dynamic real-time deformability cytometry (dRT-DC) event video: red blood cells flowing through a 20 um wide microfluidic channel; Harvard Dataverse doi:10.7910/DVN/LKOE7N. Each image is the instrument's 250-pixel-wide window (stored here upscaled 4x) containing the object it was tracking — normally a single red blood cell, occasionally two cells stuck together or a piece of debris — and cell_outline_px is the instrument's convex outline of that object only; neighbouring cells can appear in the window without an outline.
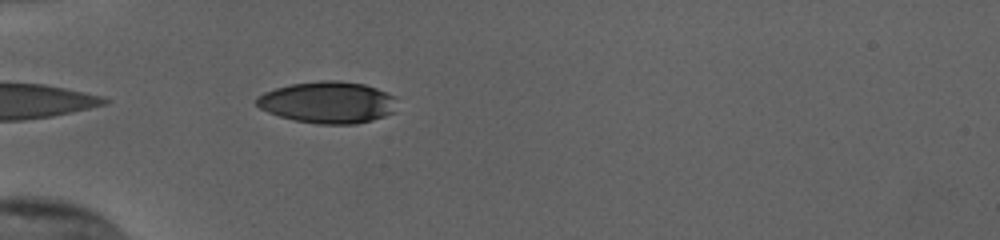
{"species": "human", "species_latin": "Homo sapiens", "temperature_condition": "cold", "stored_images_in_passage": 16, "camera_frame_rate_fps": 3000, "um_per_image_px": 0.085, "donor": {"sex": "female"}, "frame": {"image": 1, "passage_image": 2, "time_ms": 0.333, "image_size_px": [1000, 240], "cell_outline_px": [[396, 112], [372, 120], [356, 124], [316, 124], [296, 120], [280, 116], [268, 112], [260, 108], [256, 104], [256, 96], [264, 92], [276, 88], [292, 84], [320, 80], [336, 80], [364, 84], [376, 88], [396, 96]], "centroid_in_image_um": [27.89, 8.7], "position_along_channel_um": 57.1, "area_um2": 34.28}}
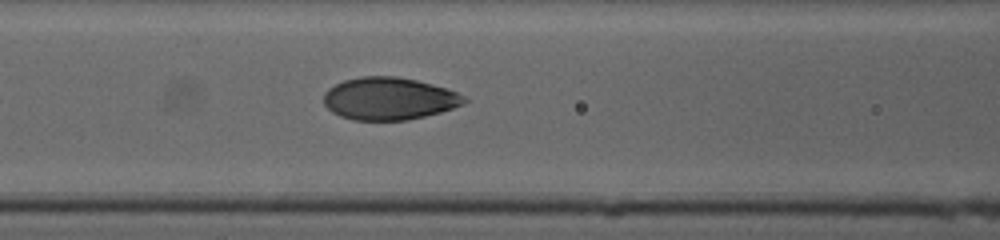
{"frame": {"image": 2, "passage_image": 9, "time_ms": 2.667, "image_size_px": [1000, 240], "cell_outline_px": [[468, 100], [464, 104], [440, 112], [408, 120], [352, 120], [340, 116], [332, 112], [324, 104], [324, 92], [328, 88], [344, 80], [360, 76], [396, 76], [416, 80], [448, 88], [464, 96]], "centroid_in_image_um": [33.06, 8.38], "position_along_channel_um": 133.5, "area_um2": 34.85}}
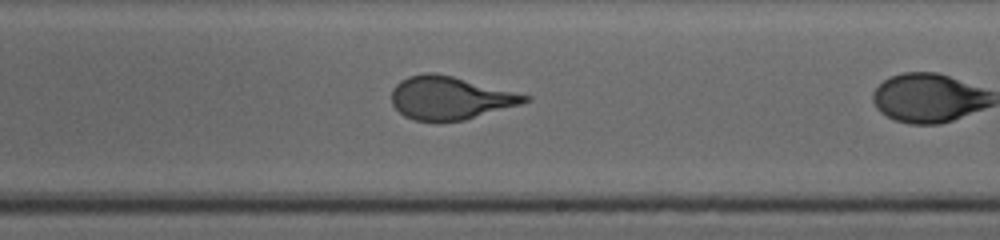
{"frame": {"image": 3, "passage_image": 15, "time_ms": 4.667, "image_size_px": [1000, 240], "cell_outline_px": [[532, 100], [520, 104], [464, 120], [416, 120], [404, 116], [392, 104], [392, 88], [400, 80], [408, 76], [424, 72], [436, 72], [532, 96]], "centroid_in_image_um": [38.24, 8.3], "position_along_channel_um": 250.8, "area_um2": 33.12}}